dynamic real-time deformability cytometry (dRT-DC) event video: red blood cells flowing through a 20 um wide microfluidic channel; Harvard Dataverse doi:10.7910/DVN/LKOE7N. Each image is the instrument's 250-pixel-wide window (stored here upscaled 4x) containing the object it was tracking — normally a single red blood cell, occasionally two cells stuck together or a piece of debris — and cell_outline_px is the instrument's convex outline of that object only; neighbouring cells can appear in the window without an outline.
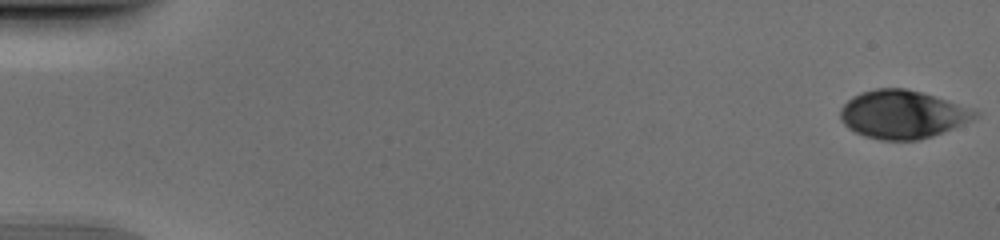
{"species": "human", "species_latin": "Homo sapiens", "temperature_condition": "cold", "stored_images_in_passage": 52, "camera_frame_rate_fps": 3000, "um_per_image_px": 0.085, "donor": {"sex": "male"}, "frame": {"image": 1, "passage_image": 1, "time_ms": 0.0, "image_size_px": [1000, 240], "cell_outline_px": [[976, 116], [932, 136], [916, 140], [884, 140], [868, 136], [856, 132], [848, 128], [844, 124], [840, 116], [840, 108], [852, 96], [860, 92], [876, 88], [904, 88], [936, 96], [972, 108], [976, 112]], "centroid_in_image_um": [76.64, 9.7], "position_along_channel_um": 8.4, "area_um2": 37.11}}
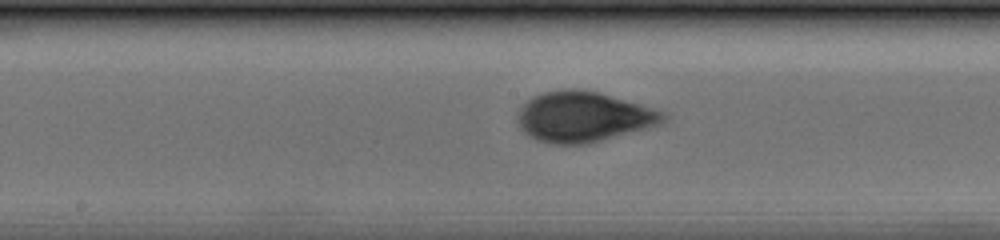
{"frame": {"image": 2, "passage_image": 28, "time_ms": 9.0, "image_size_px": [1000, 240], "cell_outline_px": [[668, 120], [660, 124], [588, 144], [548, 144], [536, 140], [528, 136], [520, 128], [516, 116], [520, 108], [532, 96], [544, 92], [564, 88], [580, 88], [596, 92], [640, 104], [664, 112], [668, 116]], "centroid_in_image_um": [49.55, 9.93], "position_along_channel_um": 198.6, "area_um2": 42.83}}
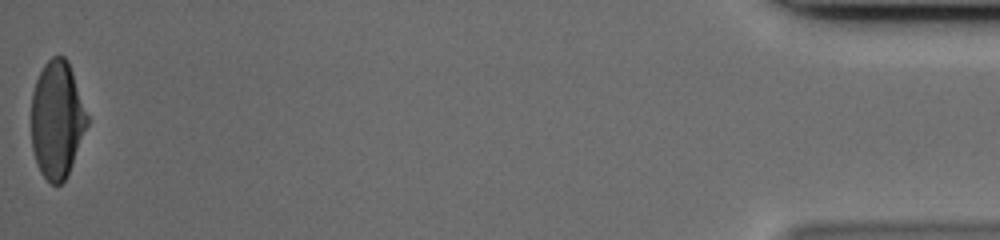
{"frame": {"image": 3, "passage_image": 52, "time_ms": 17.0, "image_size_px": [1000, 240], "cell_outline_px": [[88, 124], [68, 176], [60, 184], [52, 184], [40, 172], [36, 164], [32, 148], [32, 92], [36, 80], [44, 64], [52, 56], [64, 56], [68, 60], [88, 116]], "centroid_in_image_um": [4.84, 10.17], "position_along_channel_um": 430.4, "area_um2": 38.15}}